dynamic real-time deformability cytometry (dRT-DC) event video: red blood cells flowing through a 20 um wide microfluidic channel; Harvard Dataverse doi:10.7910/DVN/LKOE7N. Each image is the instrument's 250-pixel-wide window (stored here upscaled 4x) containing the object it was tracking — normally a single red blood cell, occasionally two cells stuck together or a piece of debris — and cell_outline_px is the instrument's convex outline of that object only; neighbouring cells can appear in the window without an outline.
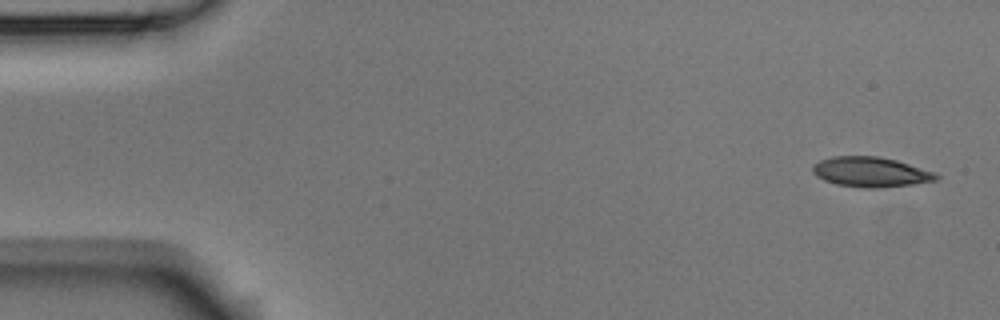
{"species": "Egyptian fruit bat (a non-hibernating species)", "species_latin": "Rousettus aegyptiacus", "temperature_condition": "room temperature", "stored_images_in_passage": 5, "camera_frame_rate_fps": 3000, "um_per_image_px": 0.085, "animal": {"sex": "male"}, "frame": {"image": 1, "passage_image": 1, "time_ms": 0.0, "image_size_px": [1000, 320], "cell_outline_px": [[940, 176], [936, 180], [912, 184], [880, 188], [864, 188], [836, 184], [824, 180], [816, 176], [812, 172], [812, 168], [820, 160], [832, 156], [880, 156], [896, 160], [936, 172]], "centroid_in_image_um": [74.02, 14.62], "position_along_channel_um": 11.0, "area_um2": 21.62}}
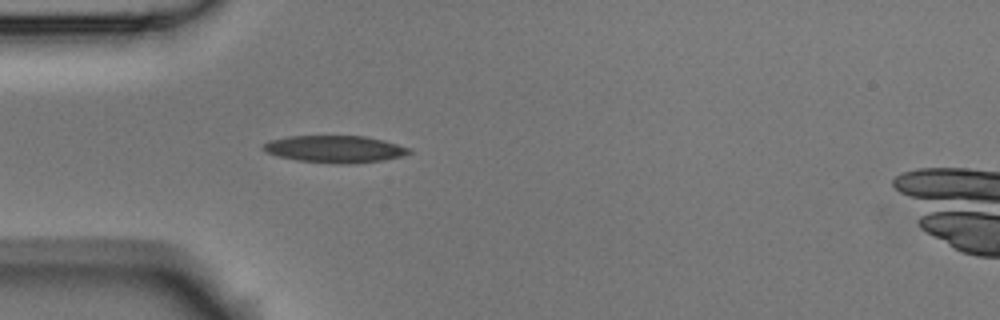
{"frame": {"image": 2, "passage_image": 4, "time_ms": 1.0, "image_size_px": [1000, 320], "cell_outline_px": [[412, 152], [400, 156], [384, 160], [352, 164], [336, 164], [296, 160], [280, 156], [268, 152], [260, 144], [268, 140], [288, 136], [364, 136], [384, 140], [412, 148]], "centroid_in_image_um": [28.48, 12.67], "position_along_channel_um": 56.5, "area_um2": 23.12}}